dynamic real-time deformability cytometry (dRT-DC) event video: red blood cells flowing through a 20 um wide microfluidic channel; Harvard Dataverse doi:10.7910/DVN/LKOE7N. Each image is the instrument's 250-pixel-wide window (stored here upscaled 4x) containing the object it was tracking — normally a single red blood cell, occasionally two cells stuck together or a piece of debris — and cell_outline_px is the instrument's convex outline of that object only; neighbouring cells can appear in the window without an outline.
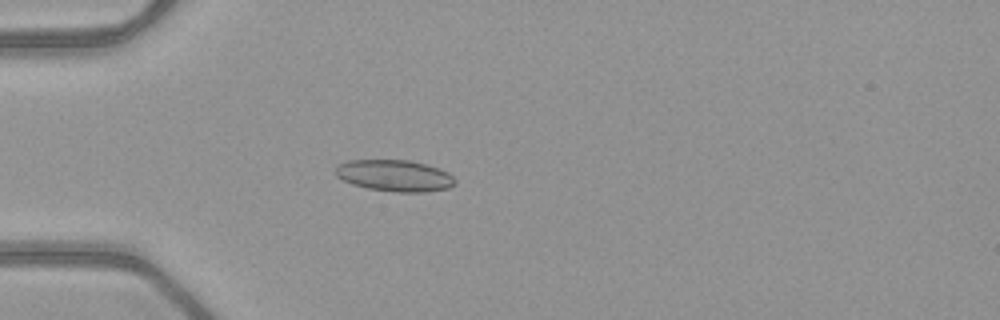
{"species": "common noctule bat (a hibernating species)", "species_latin": "Nyctalus noctula", "temperature_condition": "warm", "stored_images_in_passage": 37, "camera_frame_rate_fps": 3000, "um_per_image_px": 0.085, "animal": {"sex": "female", "body_mass_g": 21.9}, "frame": {"image": 1, "passage_image": 1, "time_ms": 0.0, "image_size_px": [1000, 320], "cell_outline_px": [[456, 180], [448, 188], [424, 192], [396, 192], [368, 188], [352, 184], [336, 176], [336, 164], [348, 160], [408, 160], [440, 168], [448, 172]], "centroid_in_image_um": [33.52, 14.92], "position_along_channel_um": 51.5, "area_um2": 21.85}}
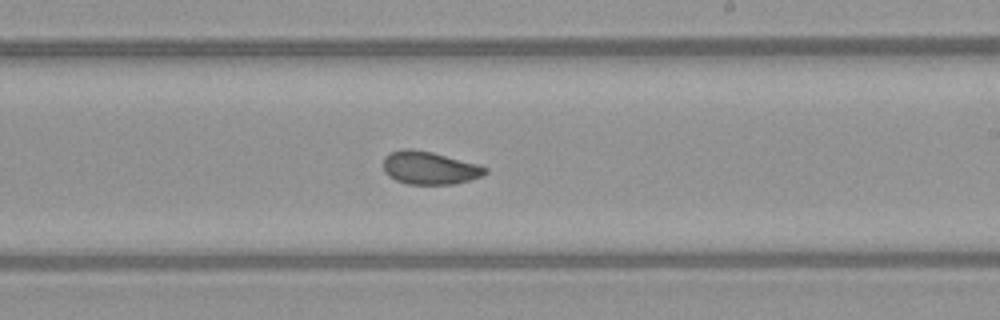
{"frame": {"image": 2, "passage_image": 17, "time_ms": 5.333, "image_size_px": [1000, 320], "cell_outline_px": [[488, 172], [480, 176], [468, 180], [452, 184], [408, 184], [396, 180], [388, 176], [384, 172], [384, 156], [392, 152], [404, 148], [412, 148], [432, 152], [476, 164], [488, 168]], "centroid_in_image_um": [36.47, 14.27], "position_along_channel_um": 252.5, "area_um2": 19.36}}
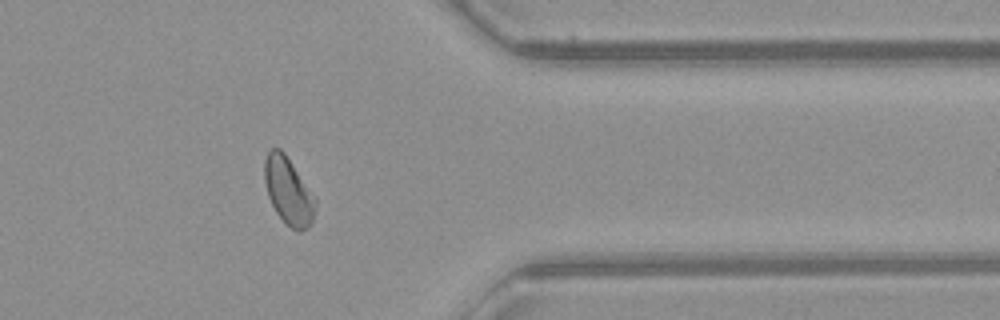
{"frame": {"image": 3, "passage_image": 28, "time_ms": 9.0, "image_size_px": [1000, 320], "cell_outline_px": [[316, 204], [312, 224], [308, 228], [300, 232], [292, 228], [276, 212], [268, 196], [264, 180], [264, 160], [268, 152], [272, 148], [280, 148], [284, 152], [316, 200]], "centroid_in_image_um": [24.5, 16.24], "position_along_channel_um": 386.9, "area_um2": 19.54}, "authors_computed_cell_mechanics": {"area_um2": 19.7098, "velocity_mm_per_s": 4.012, "shape_relaxation_time_tau1_ms": 5.2714, "shape_relaxation_time_tau2_ms": 1.571, "deformation_change_tau1": 0.1256, "deformation_change_tau2": 0.0714}}